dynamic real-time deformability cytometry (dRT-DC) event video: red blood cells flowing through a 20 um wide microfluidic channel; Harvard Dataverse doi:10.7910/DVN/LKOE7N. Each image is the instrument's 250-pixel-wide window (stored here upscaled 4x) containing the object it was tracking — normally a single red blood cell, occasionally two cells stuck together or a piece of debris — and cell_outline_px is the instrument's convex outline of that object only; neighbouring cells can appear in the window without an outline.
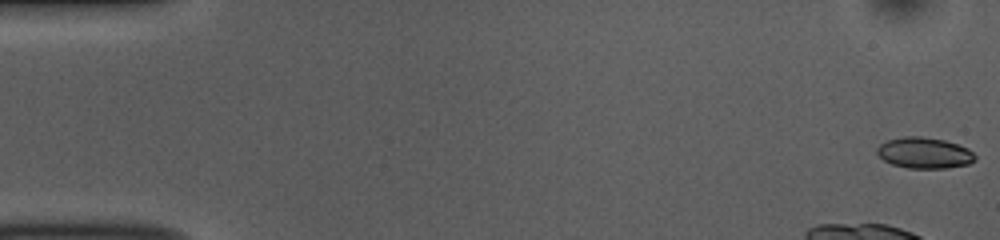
{"species": "common noctule bat (a hibernating species)", "species_latin": "Nyctalus noctula", "temperature_condition": "room temperature", "stored_images_in_passage": 52, "camera_frame_rate_fps": 3000, "um_per_image_px": 0.085, "animal": {"sex": "female", "body_mass_g": 10.0, "forearm_length_mm": 53.1}, "frame": {"image": 1, "passage_image": 1, "time_ms": 0.0, "image_size_px": [1000, 240], "cell_outline_px": [[976, 160], [968, 164], [948, 168], [908, 168], [892, 164], [884, 160], [876, 152], [876, 148], [880, 144], [888, 140], [904, 136], [920, 136], [944, 140], [968, 148], [976, 156]], "centroid_in_image_um": [78.57, 13.0], "position_along_channel_um": 6.4, "area_um2": 17.69}, "authors_computed_cell_mechanics": {"area_um2": 20.9814, "velocity_mm_per_s": 3.7234, "shape_relaxation_time_tau1_ms": 3.8369, "shape_relaxation_time_tau2_ms": 3.4458, "deformation_change_tau1": 0.1136, "deformation_change_tau2": 0.0607}}